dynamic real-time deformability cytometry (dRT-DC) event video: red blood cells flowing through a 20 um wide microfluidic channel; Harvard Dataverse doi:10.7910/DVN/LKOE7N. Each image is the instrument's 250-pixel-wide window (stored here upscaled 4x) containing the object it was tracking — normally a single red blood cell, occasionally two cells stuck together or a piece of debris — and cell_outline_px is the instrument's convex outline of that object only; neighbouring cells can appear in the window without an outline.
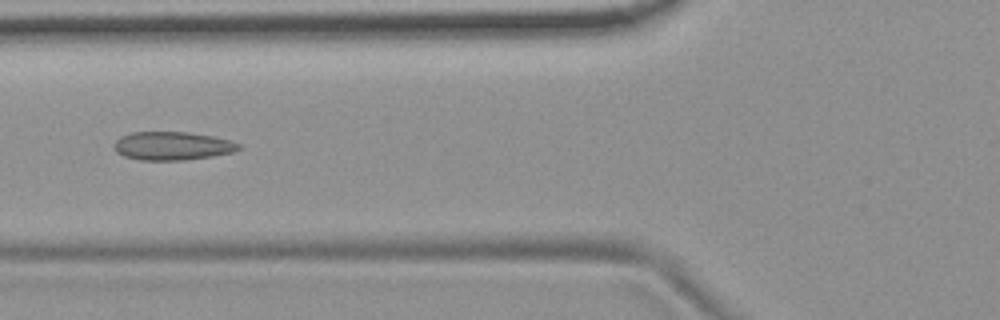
{"species": "common noctule bat (a hibernating species)", "species_latin": "Nyctalus noctula", "temperature_condition": "room temperature", "stored_images_in_passage": 54, "camera_frame_rate_fps": 3000, "um_per_image_px": 0.085, "animal": {"sex": "female", "body_mass_g": 19.9}, "frame": {"image": 1, "passage_image": 21, "time_ms": 6.667, "image_size_px": [1000, 320], "cell_outline_px": [[240, 148], [232, 152], [212, 156], [184, 160], [140, 160], [124, 156], [116, 152], [112, 144], [120, 136], [132, 132], [188, 132], [212, 136], [232, 140], [240, 144]], "centroid_in_image_um": [14.62, 12.4], "position_along_channel_um": 111.2, "area_um2": 20.69}}
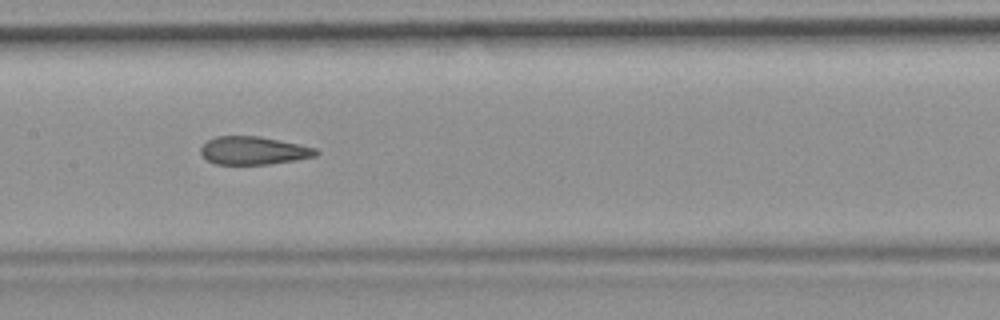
{"frame": {"image": 2, "passage_image": 27, "time_ms": 8.667, "image_size_px": [1000, 320], "cell_outline_px": [[320, 152], [316, 156], [296, 160], [268, 164], [216, 164], [208, 160], [200, 152], [200, 148], [208, 140], [216, 136], [260, 136], [300, 144], [316, 148]], "centroid_in_image_um": [21.58, 12.79], "position_along_channel_um": 185.8, "area_um2": 18.84}}
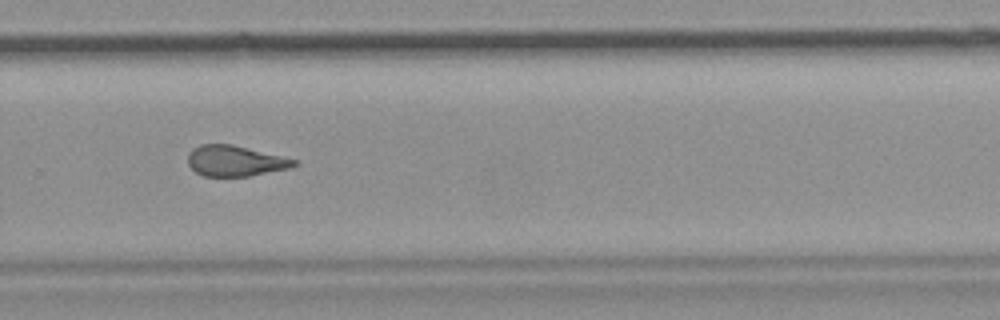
{"frame": {"image": 3, "passage_image": 37, "time_ms": 12.0, "image_size_px": [1000, 320], "cell_outline_px": [[300, 160], [296, 164], [288, 168], [248, 176], [204, 176], [196, 172], [188, 164], [188, 152], [192, 148], [200, 144], [232, 144]], "centroid_in_image_um": [19.97, 13.66], "position_along_channel_um": 309.8, "area_um2": 18.96}, "authors_computed_cell_mechanics": {"area_um2": 20.4901, "velocity_mm_per_s": 3.7324, "shape_relaxation_time_tau1_ms": null, "shape_relaxation_time_tau2_ms": 2.0093, "deformation_change_tau1": null, "deformation_change_tau2": 0.09}}